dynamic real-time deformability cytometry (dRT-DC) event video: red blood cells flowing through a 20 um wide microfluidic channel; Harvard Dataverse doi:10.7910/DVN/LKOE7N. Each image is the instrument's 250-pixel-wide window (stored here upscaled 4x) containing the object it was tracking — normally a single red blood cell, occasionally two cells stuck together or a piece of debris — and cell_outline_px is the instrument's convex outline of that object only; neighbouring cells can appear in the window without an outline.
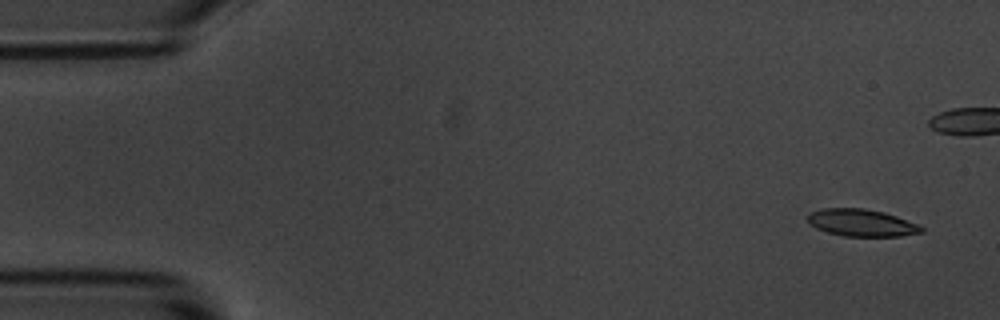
{"species": "common noctule bat (a hibernating species)", "species_latin": "Nyctalus noctula", "temperature_condition": "room temperature", "stored_images_in_passage": 8, "camera_frame_rate_fps": 3000, "um_per_image_px": 0.085, "animal": {"sex": "male", "body_mass_g": 20.1, "forearm_length_mm": 53.5}, "frame": {"image": 1, "passage_image": 1, "time_ms": 0.0, "image_size_px": [1000, 320], "cell_outline_px": [[924, 232], [900, 236], [844, 236], [828, 232], [816, 228], [808, 224], [808, 212], [824, 208], [864, 208], [884, 212], [896, 216], [916, 224], [924, 228]], "centroid_in_image_um": [73.2, 18.93], "position_along_channel_um": 11.8, "area_um2": 17.98}}
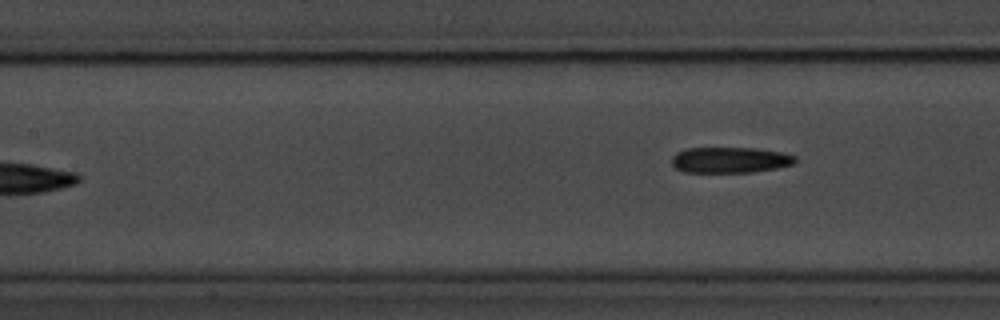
{"frame": {"image": 2, "passage_image": 8, "time_ms": 8.333, "image_size_px": [1000, 320], "cell_outline_px": [[796, 164], [776, 168], [752, 172], [684, 172], [676, 168], [672, 164], [672, 156], [676, 152], [688, 148], [756, 148], [780, 152], [796, 156]], "centroid_in_image_um": [62.06, 13.6], "position_along_channel_um": 145.3, "area_um2": 18.61}}